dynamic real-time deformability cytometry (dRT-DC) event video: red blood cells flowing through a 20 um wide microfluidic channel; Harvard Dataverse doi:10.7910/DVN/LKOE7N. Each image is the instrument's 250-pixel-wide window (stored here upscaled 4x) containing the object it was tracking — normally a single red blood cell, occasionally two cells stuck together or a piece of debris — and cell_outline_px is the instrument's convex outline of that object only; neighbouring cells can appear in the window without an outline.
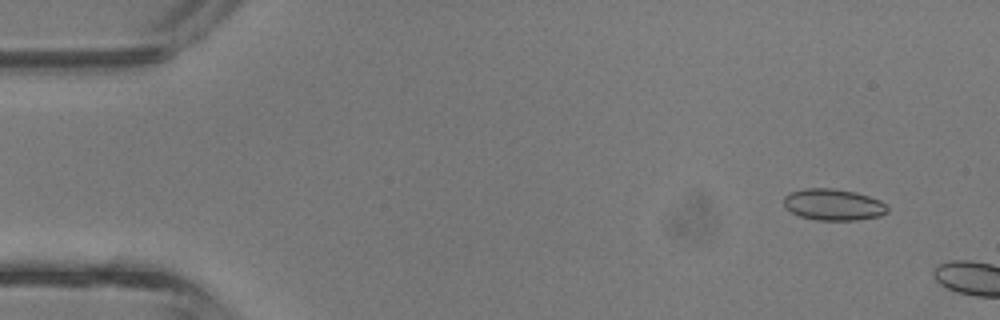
{"species": "common noctule bat (a hibernating species)", "species_latin": "Nyctalus noctula", "temperature_condition": "room temperature", "stored_images_in_passage": 7, "camera_frame_rate_fps": 3000, "um_per_image_px": 0.085, "animal": {"sex": "male", "body_mass_g": 13.3}, "frame": {"image": 1, "passage_image": 4, "time_ms": 1.0, "image_size_px": [1000, 320], "cell_outline_px": [[888, 212], [880, 216], [856, 220], [816, 220], [800, 216], [784, 208], [784, 196], [792, 192], [804, 188], [832, 188], [856, 192], [880, 200], [888, 208]], "centroid_in_image_um": [70.83, 17.39], "position_along_channel_um": 14.2, "area_um2": 19.02}}